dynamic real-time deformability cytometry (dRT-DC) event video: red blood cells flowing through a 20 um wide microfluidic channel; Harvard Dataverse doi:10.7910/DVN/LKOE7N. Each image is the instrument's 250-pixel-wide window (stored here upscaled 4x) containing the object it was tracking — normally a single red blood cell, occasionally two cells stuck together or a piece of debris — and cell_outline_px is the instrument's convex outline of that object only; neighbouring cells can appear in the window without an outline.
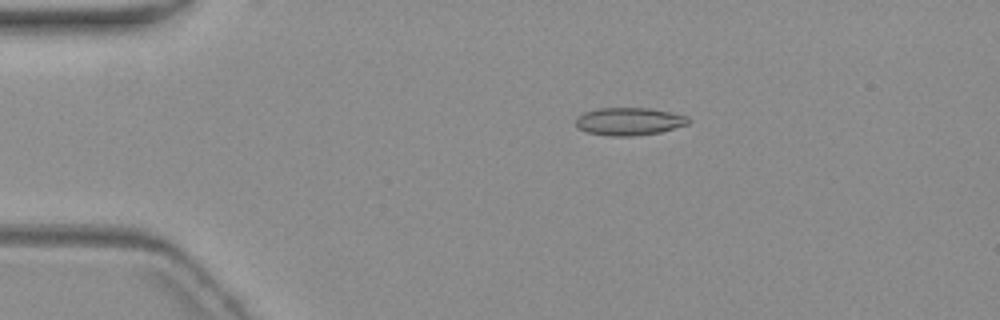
{"species": "common noctule bat (a hibernating species)", "species_latin": "Nyctalus noctula", "temperature_condition": "warm", "stored_images_in_passage": 6, "camera_frame_rate_fps": 3000, "um_per_image_px": 0.085, "animal": {"sex": "female", "body_mass_g": 19.3, "forearm_length_mm": 54.1}, "frame": {"image": 1, "passage_image": 4, "time_ms": 3.667, "image_size_px": [1000, 320], "cell_outline_px": [[688, 124], [660, 132], [632, 136], [608, 136], [588, 132], [580, 128], [576, 124], [576, 116], [584, 112], [596, 108], [652, 108], [672, 112], [688, 116]], "centroid_in_image_um": [53.47, 10.31], "position_along_channel_um": 31.5, "area_um2": 18.21}}
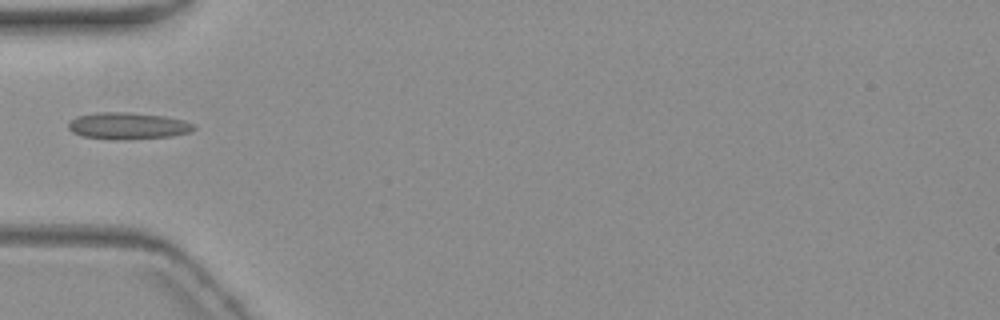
{"frame": {"image": 2, "passage_image": 6, "time_ms": 6.333, "image_size_px": [1000, 320], "cell_outline_px": [[196, 128], [192, 132], [172, 136], [116, 140], [80, 136], [72, 132], [68, 128], [68, 124], [76, 116], [96, 112], [128, 112], [164, 116], [184, 120], [192, 124]], "centroid_in_image_um": [10.86, 10.7], "position_along_channel_um": 74.1, "area_um2": 19.65}}